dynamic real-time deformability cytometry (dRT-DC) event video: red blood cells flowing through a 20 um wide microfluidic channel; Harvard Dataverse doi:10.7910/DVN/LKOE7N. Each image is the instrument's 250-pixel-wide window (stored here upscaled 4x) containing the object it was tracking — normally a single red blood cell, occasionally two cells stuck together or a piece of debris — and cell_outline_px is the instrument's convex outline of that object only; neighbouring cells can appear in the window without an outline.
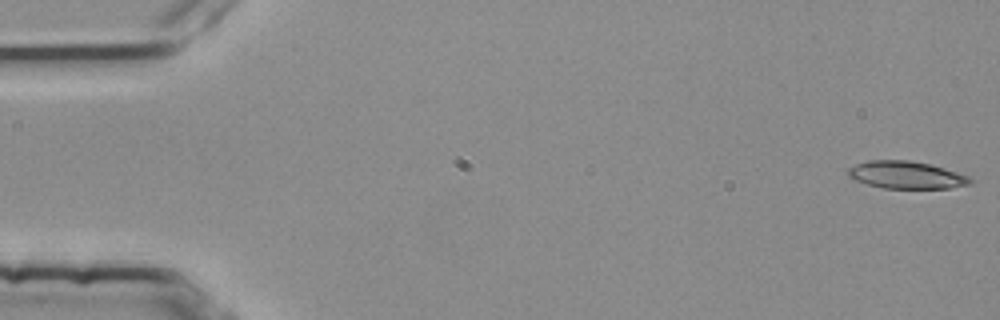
{"species": "common noctule bat (a hibernating species)", "species_latin": "Nyctalus noctula", "temperature_condition": "room temperature", "stored_images_in_passage": 48, "camera_frame_rate_fps": 3000, "um_per_image_px": 0.085, "animal": {"sex": "female", "body_mass_g": 25.1}, "frame": {"image": 1, "passage_image": 1, "time_ms": 0.0, "image_size_px": [1000, 320], "cell_outline_px": [[972, 184], [948, 188], [884, 188], [868, 184], [856, 180], [848, 176], [848, 168], [856, 164], [868, 160], [908, 160], [928, 164], [944, 168], [968, 176], [972, 180]], "centroid_in_image_um": [77.02, 14.87], "position_along_channel_um": 8.0, "area_um2": 19.31}}
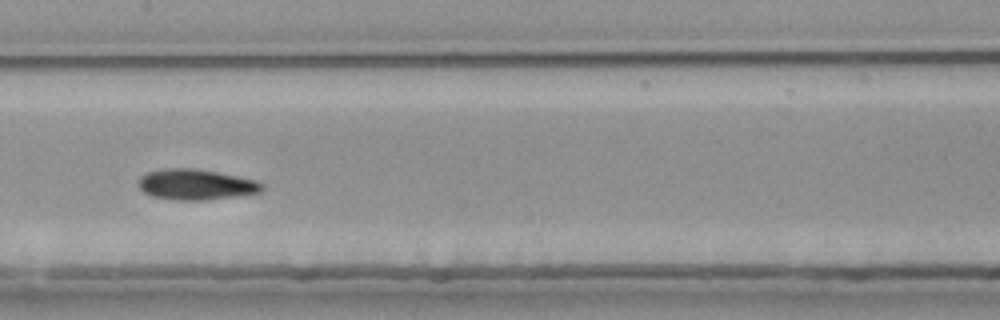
{"frame": {"image": 2, "passage_image": 28, "time_ms": 9.0, "image_size_px": [1000, 320], "cell_outline_px": [[264, 192], [208, 200], [176, 200], [152, 196], [144, 192], [140, 188], [140, 176], [148, 172], [168, 168], [192, 168], [216, 172], [256, 180], [264, 184]], "centroid_in_image_um": [16.7, 15.69], "position_along_channel_um": 190.7, "area_um2": 21.96}}
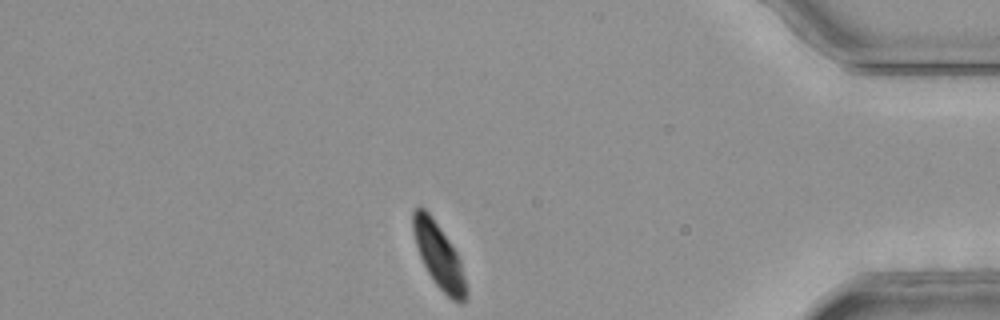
{"frame": {"image": 3, "passage_image": 48, "time_ms": 15.667, "image_size_px": [1000, 320], "cell_outline_px": [[468, 296], [464, 304], [460, 304], [452, 300], [432, 280], [420, 256], [416, 244], [412, 228], [412, 212], [416, 208], [424, 208], [432, 216], [456, 252], [460, 260], [468, 292]], "centroid_in_image_um": [37.32, 21.78], "position_along_channel_um": 397.9, "area_um2": 19.83}, "authors_computed_cell_mechanics": {"area_um2": 21.386, "velocity_mm_per_s": 3.7132, "shape_relaxation_time_tau1_ms": null, "shape_relaxation_time_tau2_ms": 3.1508, "deformation_change_tau1": null, "deformation_change_tau2": 0.0579}}